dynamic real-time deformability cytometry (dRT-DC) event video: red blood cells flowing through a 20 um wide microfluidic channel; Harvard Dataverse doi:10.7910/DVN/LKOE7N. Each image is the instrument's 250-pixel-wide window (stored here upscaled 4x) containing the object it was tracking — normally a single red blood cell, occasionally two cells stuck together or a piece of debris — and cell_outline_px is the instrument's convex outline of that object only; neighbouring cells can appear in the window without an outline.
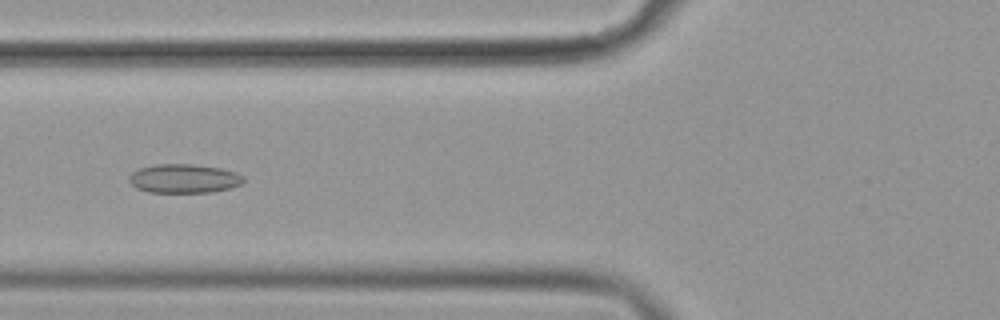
{"species": "common noctule bat (a hibernating species)", "species_latin": "Nyctalus noctula", "temperature_condition": "cold", "stored_images_in_passage": 41, "camera_frame_rate_fps": 3000, "um_per_image_px": 0.085, "animal": {"sex": "female", "body_mass_g": 19.9}, "frame": {"image": 1, "passage_image": 7, "time_ms": 2.0, "image_size_px": [1000, 320], "cell_outline_px": [[244, 180], [240, 184], [228, 188], [212, 192], [148, 192], [136, 188], [128, 180], [128, 176], [132, 172], [140, 168], [156, 164], [192, 164], [220, 168], [236, 172], [244, 176]], "centroid_in_image_um": [15.61, 15.17], "position_along_channel_um": 110.2, "area_um2": 19.25}}
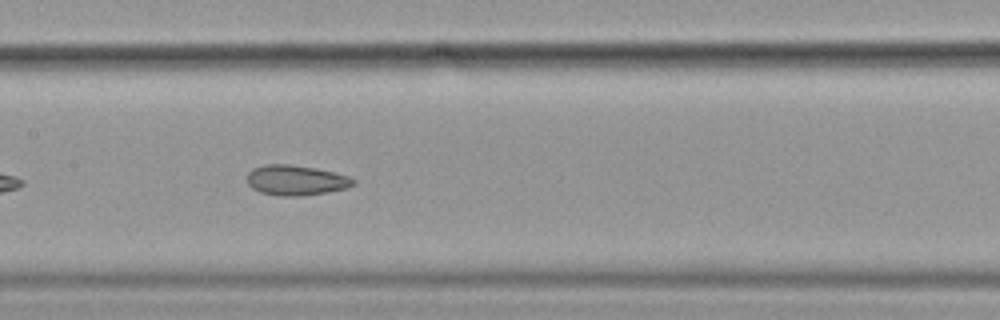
{"frame": {"image": 2, "passage_image": 13, "time_ms": 4.0, "image_size_px": [1000, 320], "cell_outline_px": [[356, 184], [348, 188], [328, 192], [300, 196], [280, 196], [260, 192], [252, 188], [248, 184], [248, 172], [252, 168], [268, 164], [288, 164], [316, 168], [352, 176], [356, 180]], "centroid_in_image_um": [25.21, 15.32], "position_along_channel_um": 182.2, "area_um2": 18.9}}
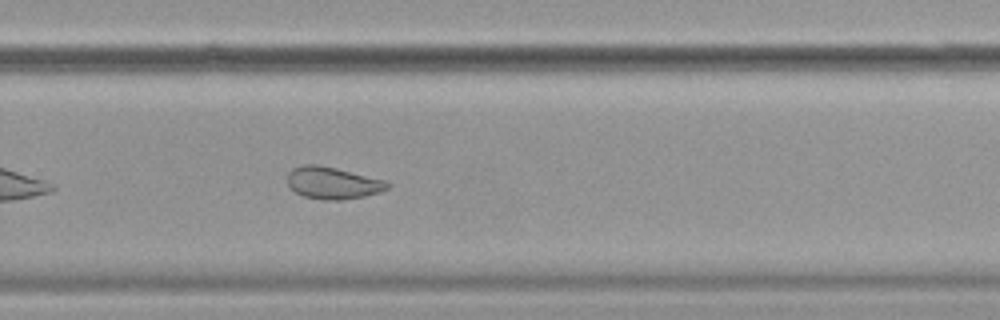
{"frame": {"image": 3, "passage_image": 23, "time_ms": 7.333, "image_size_px": [1000, 320], "cell_outline_px": [[392, 184], [388, 188], [380, 192], [364, 196], [344, 200], [324, 200], [304, 196], [296, 192], [288, 184], [288, 172], [292, 168], [304, 164], [316, 164], [336, 168], [388, 180]], "centroid_in_image_um": [28.33, 15.54], "position_along_channel_um": 301.5, "area_um2": 18.84}, "authors_computed_cell_mechanics": {"area_um2": 19.363, "velocity_mm_per_s": 3.5853, "shape_relaxation_time_tau1_ms": null, "shape_relaxation_time_tau2_ms": 2.4331, "deformation_change_tau1": null, "deformation_change_tau2": 0.0751}}